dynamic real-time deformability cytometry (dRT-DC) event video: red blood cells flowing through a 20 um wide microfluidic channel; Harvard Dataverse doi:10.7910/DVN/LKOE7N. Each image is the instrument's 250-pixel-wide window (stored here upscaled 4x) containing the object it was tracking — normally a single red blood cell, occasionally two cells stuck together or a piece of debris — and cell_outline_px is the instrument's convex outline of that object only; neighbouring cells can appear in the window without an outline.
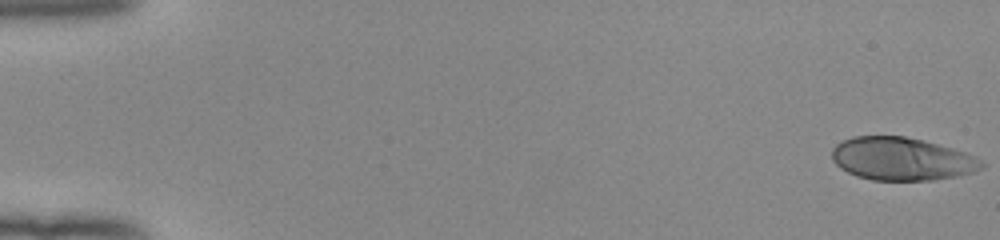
{"species": "human", "species_latin": "Homo sapiens", "temperature_condition": "room temperature", "stored_images_in_passage": 18, "camera_frame_rate_fps": 3000, "um_per_image_px": 0.085, "donor": {"sex": "female"}, "frame": {"image": 1, "passage_image": 1, "time_ms": 0.0, "image_size_px": [1000, 240], "cell_outline_px": [[984, 168], [976, 172], [956, 176], [932, 180], [872, 180], [856, 176], [840, 168], [832, 160], [832, 148], [836, 144], [852, 136], [904, 136], [924, 140], [952, 148], [976, 156], [984, 160]], "centroid_in_image_um": [76.67, 13.51], "position_along_channel_um": 8.3, "area_um2": 37.74}}
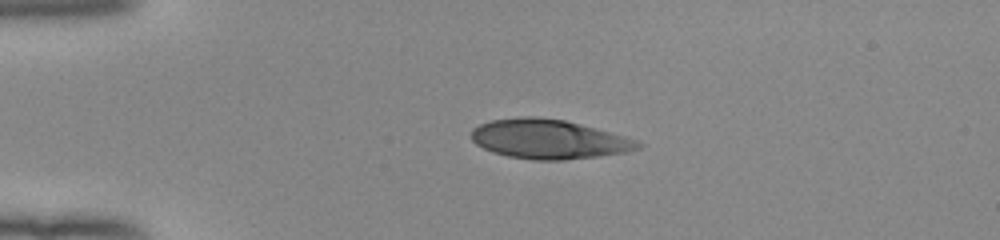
{"frame": {"image": 2, "passage_image": 13, "time_ms": 4.0, "image_size_px": [1000, 240], "cell_outline_px": [[644, 144], [640, 148], [628, 152], [600, 156], [564, 160], [532, 160], [508, 156], [492, 152], [476, 144], [472, 140], [472, 128], [480, 124], [492, 120], [520, 116], [536, 116], [564, 120], [596, 128], [624, 136], [636, 140]], "centroid_in_image_um": [46.65, 11.83], "position_along_channel_um": 38.4, "area_um2": 38.32}}